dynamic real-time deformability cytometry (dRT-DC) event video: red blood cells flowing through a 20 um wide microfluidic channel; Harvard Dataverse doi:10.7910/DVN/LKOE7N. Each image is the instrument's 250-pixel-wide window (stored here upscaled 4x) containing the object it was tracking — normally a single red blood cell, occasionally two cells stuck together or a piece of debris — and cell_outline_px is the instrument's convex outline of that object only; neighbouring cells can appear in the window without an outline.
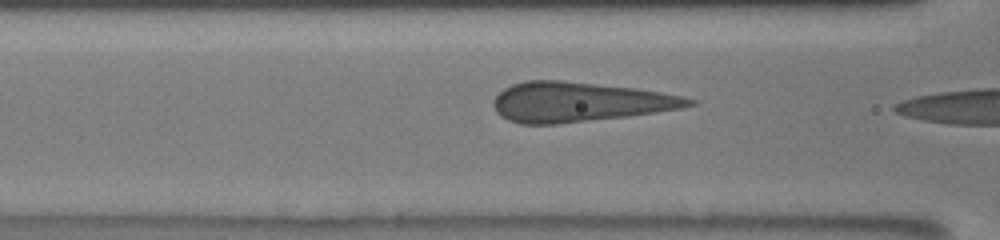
{"species": "human", "species_latin": "Homo sapiens", "temperature_condition": "room temperature", "stored_images_in_passage": 9, "camera_frame_rate_fps": 3000, "um_per_image_px": 0.085, "donor": {"sex": "male"}, "frame": {"image": 1, "passage_image": 7, "time_ms": 1.0, "image_size_px": [1000, 240], "cell_outline_px": [[696, 104], [680, 108], [628, 116], [560, 124], [520, 124], [508, 120], [500, 116], [496, 112], [492, 104], [492, 100], [504, 88], [512, 84], [528, 80], [560, 80], [636, 88], [660, 92], [680, 96], [696, 100]], "centroid_in_image_um": [49.17, 8.67], "position_along_channel_um": 117.4, "area_um2": 45.2}}